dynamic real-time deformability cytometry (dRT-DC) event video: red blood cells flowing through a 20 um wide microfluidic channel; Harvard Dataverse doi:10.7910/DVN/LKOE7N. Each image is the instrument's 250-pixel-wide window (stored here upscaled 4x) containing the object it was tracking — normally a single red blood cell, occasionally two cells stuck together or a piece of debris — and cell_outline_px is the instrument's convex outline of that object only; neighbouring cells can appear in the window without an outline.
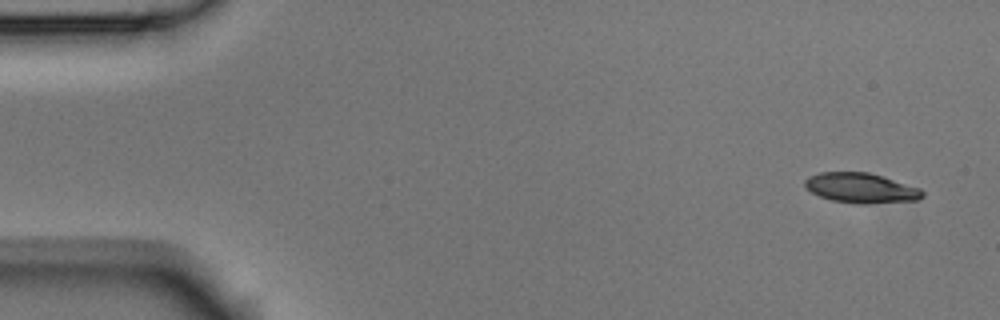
{"species": "Egyptian fruit bat (a non-hibernating species)", "species_latin": "Rousettus aegyptiacus", "temperature_condition": "room temperature", "stored_images_in_passage": 7, "camera_frame_rate_fps": 3000, "um_per_image_px": 0.085, "animal": {"sex": "male"}, "frame": {"image": 1, "passage_image": 1, "time_ms": 0.0, "image_size_px": [1000, 320], "cell_outline_px": [[924, 196], [920, 200], [868, 204], [856, 204], [832, 200], [820, 196], [804, 188], [804, 180], [808, 176], [820, 172], [868, 172], [920, 188], [924, 192]], "centroid_in_image_um": [73.17, 15.99], "position_along_channel_um": 11.8, "area_um2": 20.69}}
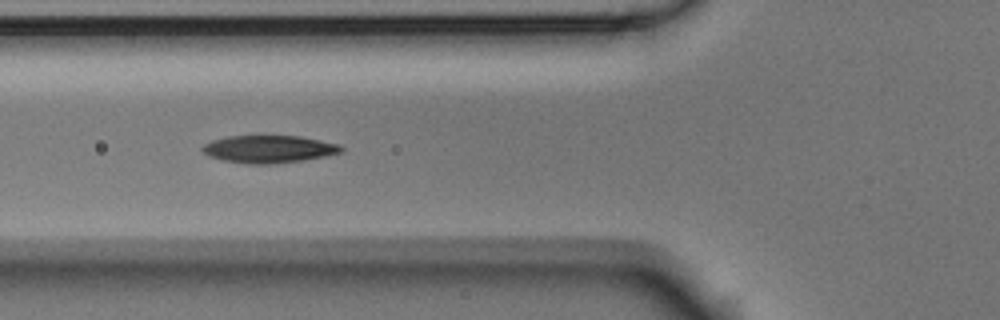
{"frame": {"image": 2, "passage_image": 6, "time_ms": 1.667, "image_size_px": [1000, 320], "cell_outline_px": [[344, 148], [340, 152], [324, 156], [304, 160], [268, 164], [248, 164], [220, 160], [208, 156], [200, 148], [204, 144], [212, 140], [228, 136], [300, 136], [340, 144]], "centroid_in_image_um": [22.82, 12.67], "position_along_channel_um": 103.0, "area_um2": 22.25}}
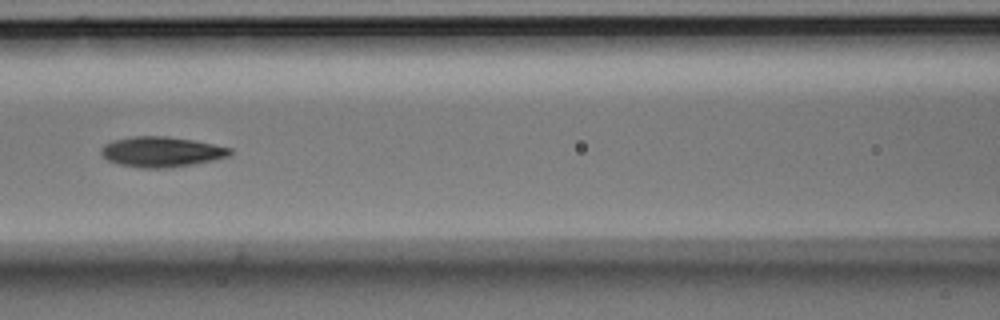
{"frame": {"image": 3, "passage_image": 7, "time_ms": 2.0, "image_size_px": [1000, 320], "cell_outline_px": [[232, 152], [228, 156], [212, 160], [192, 164], [168, 168], [136, 168], [120, 164], [108, 160], [100, 152], [100, 148], [104, 144], [112, 140], [132, 136], [168, 136], [192, 140], [232, 148]], "centroid_in_image_um": [13.68, 12.9], "position_along_channel_um": 152.9, "area_um2": 22.72}}